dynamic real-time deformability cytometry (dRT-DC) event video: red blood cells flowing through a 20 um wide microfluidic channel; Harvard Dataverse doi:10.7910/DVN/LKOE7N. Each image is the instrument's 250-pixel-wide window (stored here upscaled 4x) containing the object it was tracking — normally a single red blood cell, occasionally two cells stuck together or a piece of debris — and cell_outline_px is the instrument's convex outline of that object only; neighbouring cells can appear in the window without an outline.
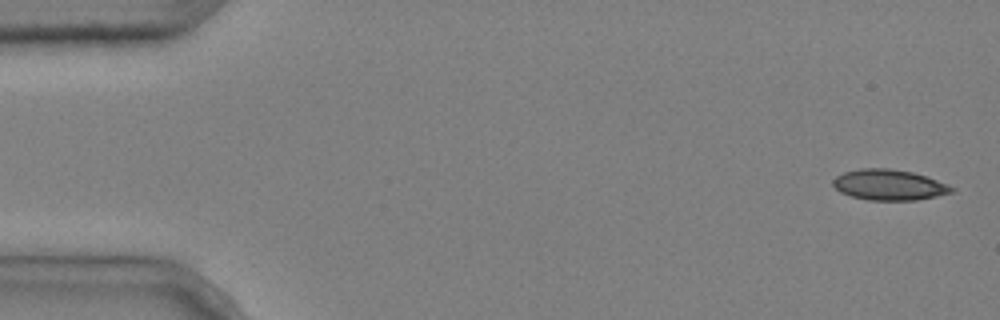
{"species": "common noctule bat (a hibernating species)", "species_latin": "Nyctalus noctula", "temperature_condition": "cold", "stored_images_in_passage": 4, "camera_frame_rate_fps": 3000, "um_per_image_px": 0.085, "animal": {"sex": "male", "body_mass_g": 20.4}, "frame": {"image": 1, "passage_image": 1, "time_ms": 0.0, "image_size_px": [1000, 320], "cell_outline_px": [[956, 192], [916, 200], [868, 200], [852, 196], [840, 192], [832, 184], [832, 180], [836, 176], [844, 172], [860, 168], [888, 168], [912, 172], [948, 184], [956, 188]], "centroid_in_image_um": [75.58, 15.71], "position_along_channel_um": 9.4, "area_um2": 21.21}}
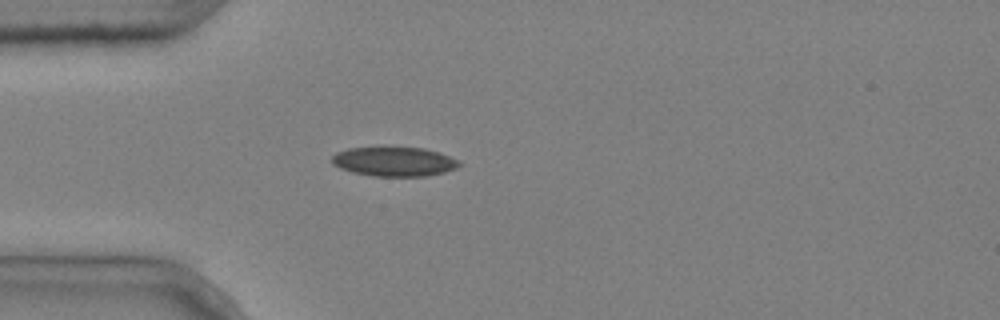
{"frame": {"image": 2, "passage_image": 4, "time_ms": 1.0, "image_size_px": [1000, 320], "cell_outline_px": [[464, 164], [456, 168], [444, 172], [424, 176], [372, 176], [352, 172], [340, 168], [332, 164], [332, 156], [336, 152], [348, 148], [424, 148], [440, 152], [460, 160]], "centroid_in_image_um": [33.54, 13.74], "position_along_channel_um": 51.5, "area_um2": 21.79}}